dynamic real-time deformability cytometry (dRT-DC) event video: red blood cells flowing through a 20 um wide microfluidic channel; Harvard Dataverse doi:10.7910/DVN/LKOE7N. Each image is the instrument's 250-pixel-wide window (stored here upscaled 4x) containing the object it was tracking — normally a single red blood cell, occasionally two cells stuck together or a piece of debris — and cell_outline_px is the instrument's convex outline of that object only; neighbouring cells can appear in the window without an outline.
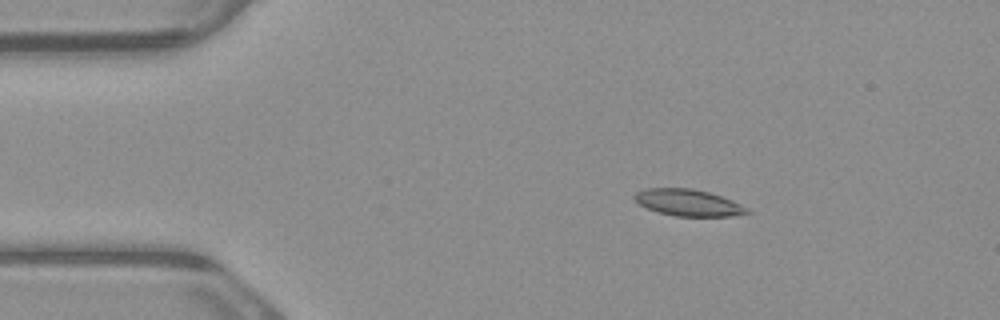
{"species": "common noctule bat (a hibernating species)", "species_latin": "Nyctalus noctula", "temperature_condition": "warm", "stored_images_in_passage": 4, "camera_frame_rate_fps": 3000, "um_per_image_px": 0.085, "animal": {"sex": "male", "body_mass_g": 23.1, "forearm_length_mm": 52.7}, "frame": {"image": 1, "passage_image": 2, "time_ms": 0.333, "image_size_px": [1000, 320], "cell_outline_px": [[752, 212], [732, 216], [676, 216], [660, 212], [648, 208], [640, 204], [632, 196], [636, 192], [644, 188], [692, 188], [708, 192], [732, 200], [748, 208]], "centroid_in_image_um": [58.51, 17.22], "position_along_channel_um": 26.5, "area_um2": 17.34}}
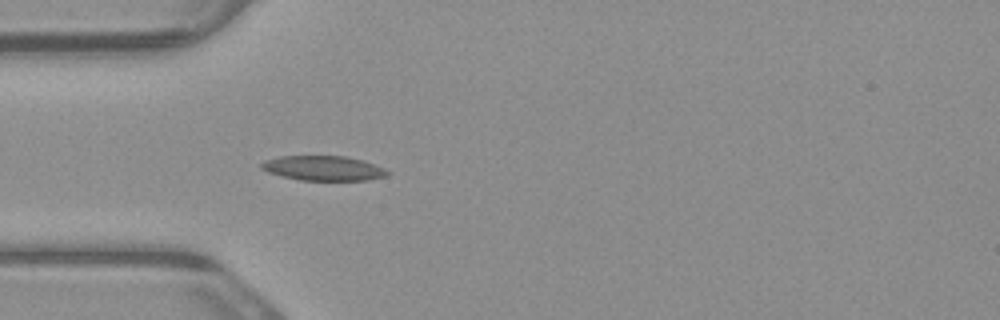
{"frame": {"image": 2, "passage_image": 4, "time_ms": 1.0, "image_size_px": [1000, 320], "cell_outline_px": [[392, 172], [388, 176], [368, 180], [300, 180], [268, 172], [260, 168], [260, 164], [264, 160], [280, 156], [344, 156], [364, 160], [384, 168]], "centroid_in_image_um": [27.52, 14.29], "position_along_channel_um": 57.5, "area_um2": 18.26}}